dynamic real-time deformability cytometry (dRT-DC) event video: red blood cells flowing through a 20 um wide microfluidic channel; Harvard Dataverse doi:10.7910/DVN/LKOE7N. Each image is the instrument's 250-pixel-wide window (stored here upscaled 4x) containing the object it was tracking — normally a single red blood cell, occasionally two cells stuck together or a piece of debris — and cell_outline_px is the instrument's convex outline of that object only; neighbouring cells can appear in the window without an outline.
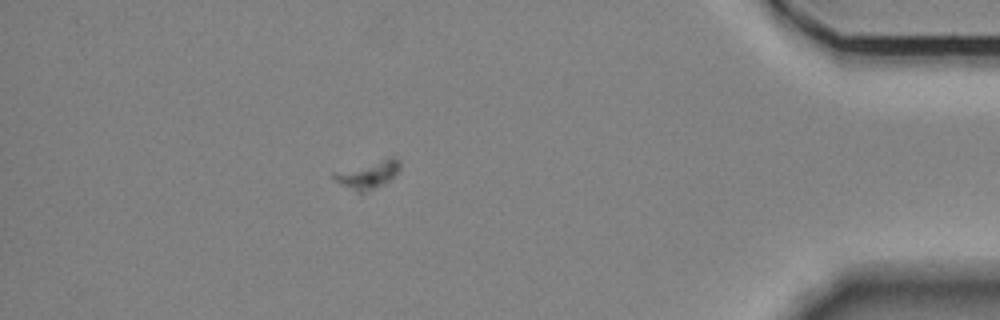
{"species": "Egyptian fruit bat (a non-hibernating species)", "species_latin": "Rousettus aegyptiacus", "temperature_condition": "room temperature", "stored_images_in_passage": 44, "camera_frame_rate_fps": 3000, "um_per_image_px": 0.085, "animal": {"sex": "female"}, "frame": {"image": 1, "passage_image": 38, "time_ms": 12.333, "image_size_px": [1000, 320], "cell_outline_px": [[400, 168], [388, 180], [364, 192], [356, 192], [340, 184], [332, 176], [332, 172], [388, 156], [392, 156], [400, 160]], "centroid_in_image_um": [31.25, 14.79], "position_along_channel_um": 404.0, "area_um2": 10.58}}